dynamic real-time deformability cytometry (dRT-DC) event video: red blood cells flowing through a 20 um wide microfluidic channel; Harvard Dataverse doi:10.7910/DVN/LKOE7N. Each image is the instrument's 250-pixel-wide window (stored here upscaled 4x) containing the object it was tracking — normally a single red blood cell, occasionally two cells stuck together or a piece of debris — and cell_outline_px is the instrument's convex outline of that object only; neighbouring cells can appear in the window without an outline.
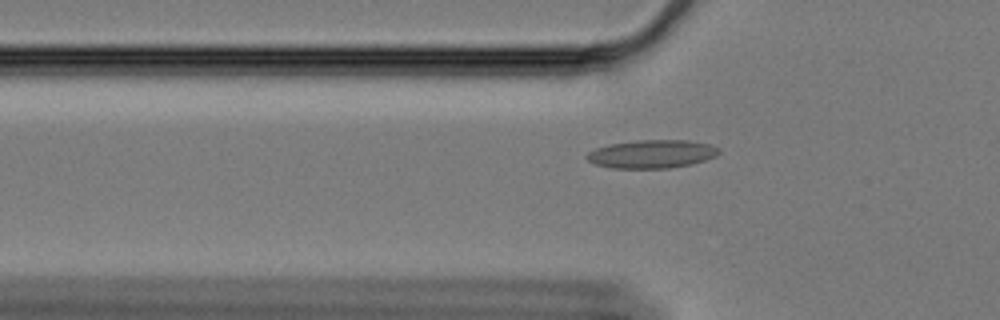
{"species": "Egyptian fruit bat (a non-hibernating species)", "species_latin": "Rousettus aegyptiacus", "temperature_condition": "cold", "stored_images_in_passage": 53, "camera_frame_rate_fps": 3000, "um_per_image_px": 0.085, "animal": {"sex": "female"}, "frame": {"image": 1, "passage_image": 19, "time_ms": 6.0, "image_size_px": [1000, 320], "cell_outline_px": [[720, 152], [716, 156], [692, 164], [668, 168], [612, 168], [596, 164], [588, 160], [584, 156], [588, 152], [596, 148], [608, 144], [636, 140], [688, 140], [712, 144], [720, 148]], "centroid_in_image_um": [55.42, 13.08], "position_along_channel_um": 70.4, "area_um2": 21.91}}
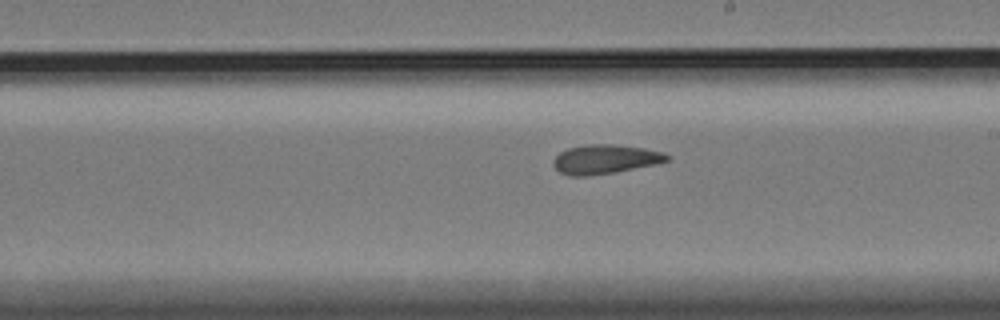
{"frame": {"image": 2, "passage_image": 34, "time_ms": 11.0, "image_size_px": [1000, 320], "cell_outline_px": [[672, 156], [668, 160], [656, 164], [616, 172], [588, 176], [568, 176], [560, 172], [552, 164], [552, 160], [560, 152], [568, 148], [588, 144], [612, 144], [644, 148], [664, 152]], "centroid_in_image_um": [51.44, 13.54], "position_along_channel_um": 237.6, "area_um2": 19.48}}
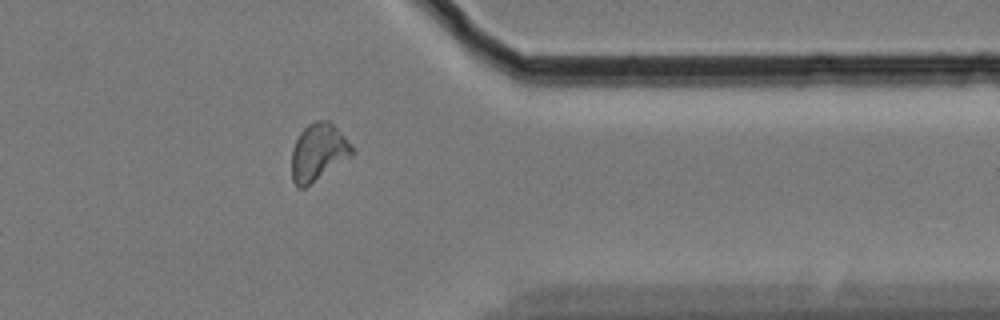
{"frame": {"image": 3, "passage_image": 48, "time_ms": 15.667, "image_size_px": [1000, 320], "cell_outline_px": [[356, 152], [352, 156], [304, 188], [300, 188], [292, 180], [292, 148], [300, 132], [308, 124], [316, 120], [328, 120], [352, 144]], "centroid_in_image_um": [27.07, 12.93], "position_along_channel_um": 384.3, "area_um2": 20.06}}